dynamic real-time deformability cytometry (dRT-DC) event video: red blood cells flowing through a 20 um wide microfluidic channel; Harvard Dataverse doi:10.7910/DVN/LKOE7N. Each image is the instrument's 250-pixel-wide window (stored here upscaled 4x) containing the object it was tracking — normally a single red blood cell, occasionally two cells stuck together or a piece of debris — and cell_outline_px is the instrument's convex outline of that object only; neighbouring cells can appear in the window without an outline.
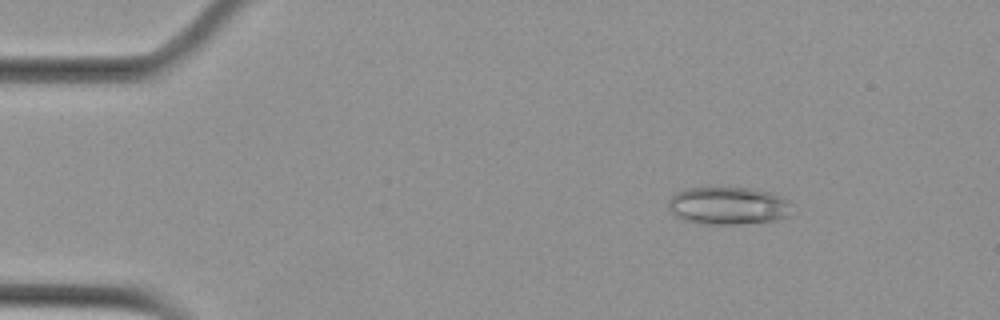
{"species": "Egyptian fruit bat (a non-hibernating species)", "species_latin": "Rousettus aegyptiacus", "temperature_condition": "cold", "stored_images_in_passage": 18, "camera_frame_rate_fps": 3000, "um_per_image_px": 0.085, "animal": {"sex": "female"}, "frame": {"image": 1, "passage_image": 8, "time_ms": 2.333, "image_size_px": [1000, 320], "cell_outline_px": [[788, 216], [776, 220], [736, 224], [708, 224], [684, 220], [676, 216], [668, 208], [668, 200], [676, 192], [688, 188], [748, 188], [768, 192], [780, 196], [788, 200]], "centroid_in_image_um": [61.84, 17.49], "position_along_channel_um": 23.2, "area_um2": 26.7}}